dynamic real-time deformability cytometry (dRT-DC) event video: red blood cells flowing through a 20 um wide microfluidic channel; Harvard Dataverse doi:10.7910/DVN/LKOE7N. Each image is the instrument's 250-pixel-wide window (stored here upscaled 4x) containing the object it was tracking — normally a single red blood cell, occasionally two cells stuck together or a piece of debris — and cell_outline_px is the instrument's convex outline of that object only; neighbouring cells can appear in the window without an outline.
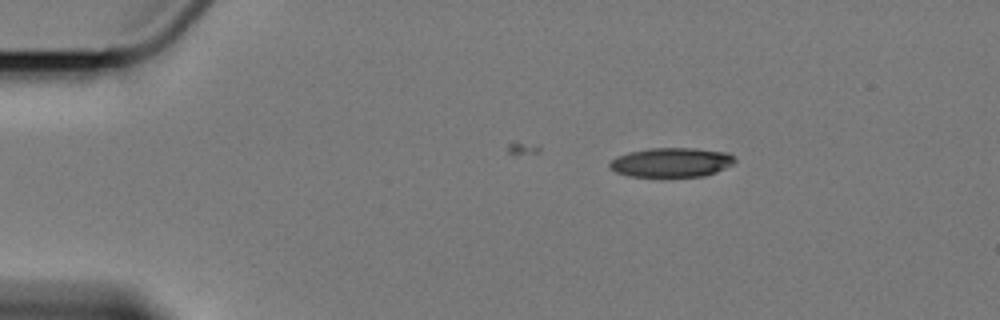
{"species": "Egyptian fruit bat (a non-hibernating species)", "species_latin": "Rousettus aegyptiacus", "temperature_condition": "cold", "stored_images_in_passage": 4, "camera_frame_rate_fps": 3000, "um_per_image_px": 0.085, "animal": {"sex": "female"}, "frame": {"image": 1, "passage_image": 1, "time_ms": 0.0, "image_size_px": [1000, 320], "cell_outline_px": [[736, 160], [732, 164], [716, 172], [704, 176], [628, 176], [616, 172], [608, 168], [608, 164], [612, 160], [628, 152], [648, 148], [692, 148], [728, 152]], "centroid_in_image_um": [57.05, 13.8], "position_along_channel_um": 27.9, "area_um2": 21.27}}
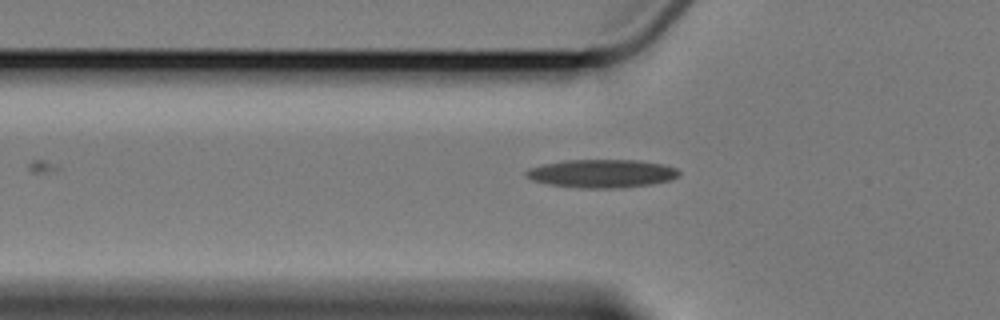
{"frame": {"image": 2, "passage_image": 4, "time_ms": 3.333, "image_size_px": [1000, 320], "cell_outline_px": [[680, 176], [668, 180], [652, 184], [620, 188], [580, 188], [548, 184], [532, 180], [524, 176], [524, 172], [528, 168], [544, 164], [564, 160], [640, 160], [664, 164], [676, 168], [680, 172]], "centroid_in_image_um": [51.14, 14.75], "position_along_channel_um": 74.7, "area_um2": 25.37}}